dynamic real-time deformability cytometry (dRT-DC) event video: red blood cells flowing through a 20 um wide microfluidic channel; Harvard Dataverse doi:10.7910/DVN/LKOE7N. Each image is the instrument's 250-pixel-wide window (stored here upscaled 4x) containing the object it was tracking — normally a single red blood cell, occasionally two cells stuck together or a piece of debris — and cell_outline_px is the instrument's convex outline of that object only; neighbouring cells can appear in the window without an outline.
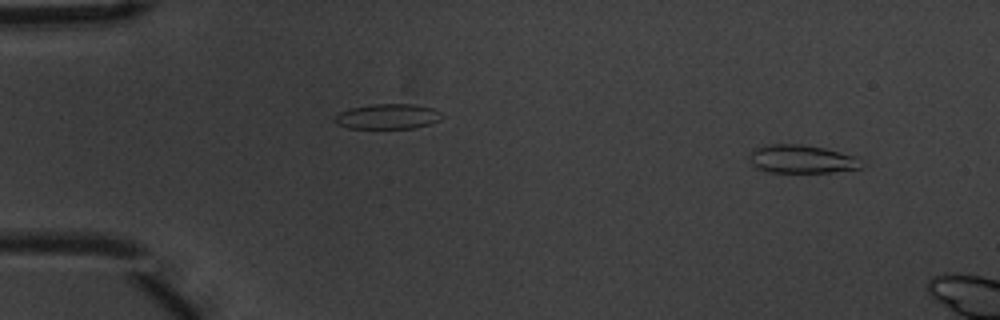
{"species": "common noctule bat (a hibernating species)", "species_latin": "Nyctalus noctula", "temperature_condition": "warm", "stored_images_in_passage": 2, "camera_frame_rate_fps": 3000, "um_per_image_px": 0.085, "animal": {"sex": "male", "body_mass_g": 20.1, "forearm_length_mm": 53.5}, "frame": {"image": 1, "passage_image": 1, "time_ms": 0.0, "image_size_px": [1000, 320], "cell_outline_px": [[868, 164], [860, 168], [828, 172], [768, 172], [752, 164], [748, 160], [748, 156], [756, 148], [768, 144], [800, 144], [824, 148], [856, 156]], "centroid_in_image_um": [68.19, 13.52], "position_along_channel_um": 16.8, "area_um2": 18.5}}